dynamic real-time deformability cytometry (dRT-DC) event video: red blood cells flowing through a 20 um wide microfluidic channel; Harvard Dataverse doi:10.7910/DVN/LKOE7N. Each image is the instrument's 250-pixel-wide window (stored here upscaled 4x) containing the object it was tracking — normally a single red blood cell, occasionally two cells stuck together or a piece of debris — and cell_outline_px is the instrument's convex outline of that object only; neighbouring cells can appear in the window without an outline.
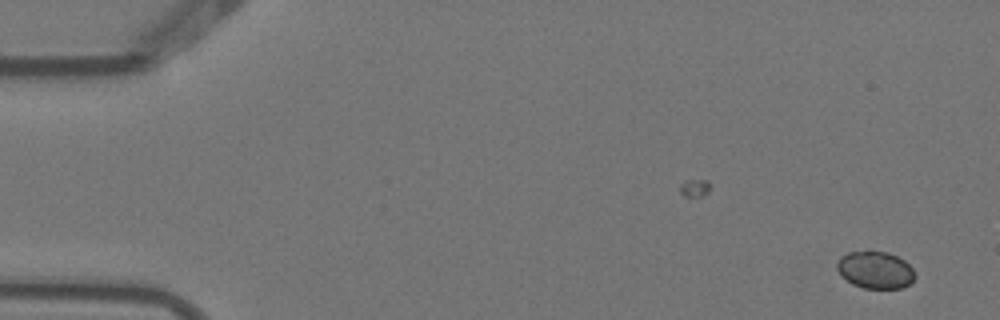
{"species": "Egyptian fruit bat (a non-hibernating species)", "species_latin": "Rousettus aegyptiacus", "temperature_condition": "warm", "stored_images_in_passage": 6, "camera_frame_rate_fps": 3000, "um_per_image_px": 0.085, "animal": {"sex": "female"}, "frame": {"image": 1, "passage_image": 1, "time_ms": 0.0, "image_size_px": [1000, 320], "cell_outline_px": [[916, 276], [912, 284], [900, 288], [864, 288], [852, 284], [840, 276], [836, 268], [836, 264], [840, 256], [848, 252], [868, 248], [888, 252], [904, 260], [912, 268]], "centroid_in_image_um": [74.37, 22.91], "position_along_channel_um": 10.6, "area_um2": 17.57}}